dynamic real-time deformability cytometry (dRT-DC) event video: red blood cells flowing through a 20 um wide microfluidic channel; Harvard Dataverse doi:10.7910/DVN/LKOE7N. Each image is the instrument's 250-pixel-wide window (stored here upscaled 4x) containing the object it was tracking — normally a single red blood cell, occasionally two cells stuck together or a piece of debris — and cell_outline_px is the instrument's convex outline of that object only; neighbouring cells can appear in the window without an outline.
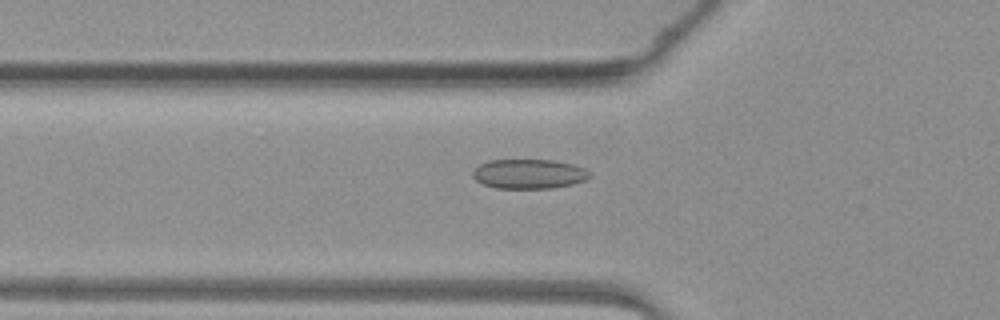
{"species": "common noctule bat (a hibernating species)", "species_latin": "Nyctalus noctula", "temperature_condition": "warm", "stored_images_in_passage": 48, "camera_frame_rate_fps": 3000, "um_per_image_px": 0.085, "animal": {"sex": "female", "body_mass_g": 19.3, "forearm_length_mm": 54.1}, "frame": {"image": 1, "passage_image": 17, "time_ms": 5.333, "image_size_px": [1000, 320], "cell_outline_px": [[592, 176], [588, 180], [572, 184], [552, 188], [496, 188], [484, 184], [476, 180], [472, 176], [472, 172], [480, 164], [488, 160], [556, 160], [572, 164], [584, 168], [592, 172]], "centroid_in_image_um": [45.01, 14.78], "position_along_channel_um": 80.8, "area_um2": 20.29}}
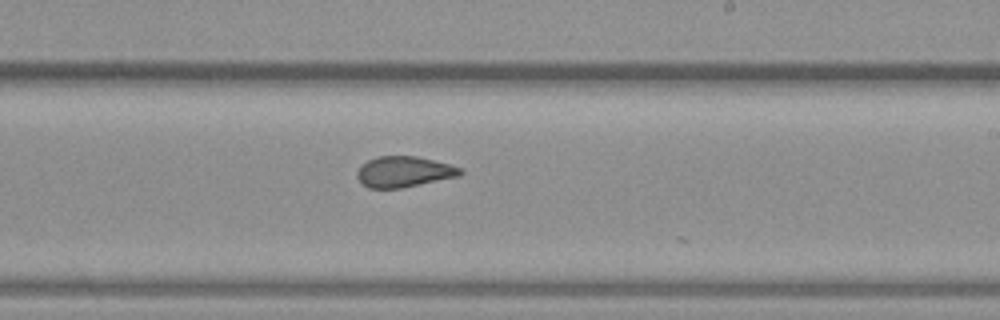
{"frame": {"image": 2, "passage_image": 29, "time_ms": 9.333, "image_size_px": [1000, 320], "cell_outline_px": [[464, 172], [460, 176], [400, 188], [368, 188], [356, 176], [356, 172], [368, 160], [376, 156], [416, 156], [448, 164], [460, 168]], "centroid_in_image_um": [34.33, 14.6], "position_along_channel_um": 254.7, "area_um2": 18.26}}
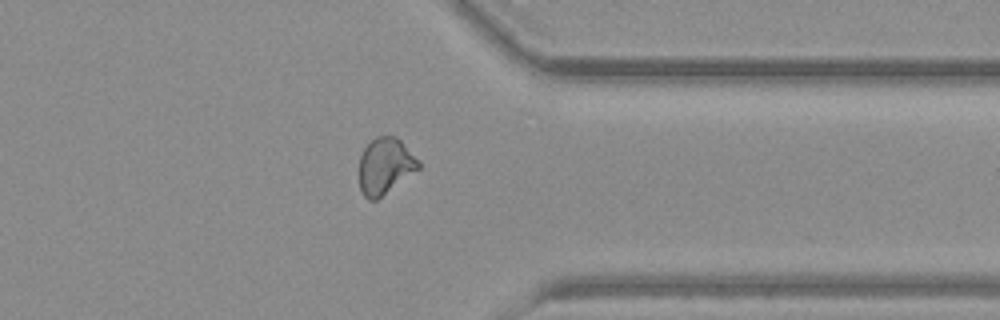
{"frame": {"image": 3, "passage_image": 38, "time_ms": 12.333, "image_size_px": [1000, 320], "cell_outline_px": [[420, 168], [376, 200], [368, 200], [364, 196], [360, 188], [360, 156], [364, 148], [376, 136], [396, 136], [420, 160]], "centroid_in_image_um": [32.75, 14.1], "position_along_channel_um": 378.7, "area_um2": 19.31}}